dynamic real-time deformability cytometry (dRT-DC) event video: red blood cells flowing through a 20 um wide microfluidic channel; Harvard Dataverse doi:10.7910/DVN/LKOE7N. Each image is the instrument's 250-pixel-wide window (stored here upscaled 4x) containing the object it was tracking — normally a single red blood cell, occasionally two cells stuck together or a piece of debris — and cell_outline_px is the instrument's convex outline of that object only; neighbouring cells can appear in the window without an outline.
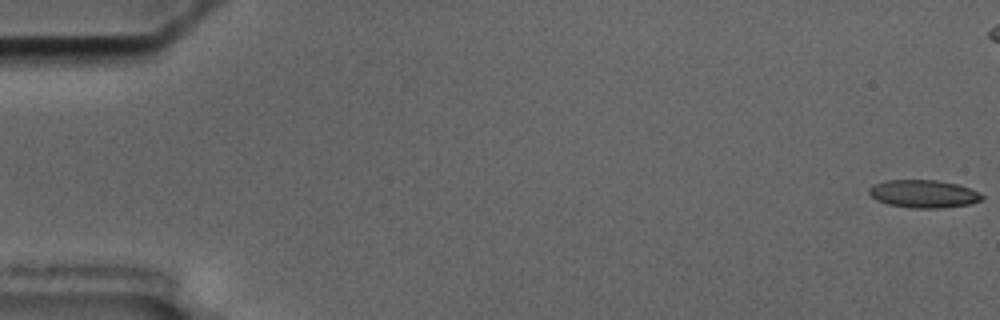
{"species": "common noctule bat (a hibernating species)", "species_latin": "Nyctalus noctula", "temperature_condition": "cold", "stored_images_in_passage": 12, "camera_frame_rate_fps": 3000, "um_per_image_px": 0.085, "animal": {"sex": "male", "body_mass_g": 17.5, "forearm_length_mm": 52.3}, "frame": {"image": 1, "passage_image": 1, "time_ms": 0.0, "image_size_px": [1000, 320], "cell_outline_px": [[984, 200], [972, 204], [940, 208], [912, 208], [888, 204], [876, 200], [868, 192], [868, 188], [872, 184], [884, 180], [940, 180], [956, 184], [968, 188], [984, 196]], "centroid_in_image_um": [78.48, 16.47], "position_along_channel_um": 6.5, "area_um2": 18.44}}